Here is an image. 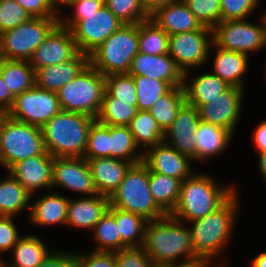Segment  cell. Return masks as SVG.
Segmentation results:
<instances>
[{"mask_svg": "<svg viewBox=\"0 0 266 267\" xmlns=\"http://www.w3.org/2000/svg\"><path fill=\"white\" fill-rule=\"evenodd\" d=\"M200 122L199 110L185 102L178 110L172 125L164 132V142L195 162L194 135Z\"/></svg>", "mask_w": 266, "mask_h": 267, "instance_id": "cell-18", "label": "cell"}, {"mask_svg": "<svg viewBox=\"0 0 266 267\" xmlns=\"http://www.w3.org/2000/svg\"><path fill=\"white\" fill-rule=\"evenodd\" d=\"M10 252L13 261L10 260L11 264L5 262L4 267H36L51 251L38 236L25 234Z\"/></svg>", "mask_w": 266, "mask_h": 267, "instance_id": "cell-29", "label": "cell"}, {"mask_svg": "<svg viewBox=\"0 0 266 267\" xmlns=\"http://www.w3.org/2000/svg\"><path fill=\"white\" fill-rule=\"evenodd\" d=\"M128 74L169 82L173 87L184 85V73L169 54L148 55L138 52Z\"/></svg>", "mask_w": 266, "mask_h": 267, "instance_id": "cell-20", "label": "cell"}, {"mask_svg": "<svg viewBox=\"0 0 266 267\" xmlns=\"http://www.w3.org/2000/svg\"><path fill=\"white\" fill-rule=\"evenodd\" d=\"M61 111L56 92L34 86L14 98L8 115L17 121L42 127Z\"/></svg>", "mask_w": 266, "mask_h": 267, "instance_id": "cell-12", "label": "cell"}, {"mask_svg": "<svg viewBox=\"0 0 266 267\" xmlns=\"http://www.w3.org/2000/svg\"><path fill=\"white\" fill-rule=\"evenodd\" d=\"M1 255L2 254L0 253V267H4L5 261L3 260V257Z\"/></svg>", "mask_w": 266, "mask_h": 267, "instance_id": "cell-61", "label": "cell"}, {"mask_svg": "<svg viewBox=\"0 0 266 267\" xmlns=\"http://www.w3.org/2000/svg\"><path fill=\"white\" fill-rule=\"evenodd\" d=\"M105 6L123 24H139L150 18L141 0H105Z\"/></svg>", "mask_w": 266, "mask_h": 267, "instance_id": "cell-41", "label": "cell"}, {"mask_svg": "<svg viewBox=\"0 0 266 267\" xmlns=\"http://www.w3.org/2000/svg\"><path fill=\"white\" fill-rule=\"evenodd\" d=\"M13 216H0V253L11 251L17 241L22 237L19 235L18 227Z\"/></svg>", "mask_w": 266, "mask_h": 267, "instance_id": "cell-50", "label": "cell"}, {"mask_svg": "<svg viewBox=\"0 0 266 267\" xmlns=\"http://www.w3.org/2000/svg\"><path fill=\"white\" fill-rule=\"evenodd\" d=\"M36 267H76V252L51 250Z\"/></svg>", "mask_w": 266, "mask_h": 267, "instance_id": "cell-52", "label": "cell"}, {"mask_svg": "<svg viewBox=\"0 0 266 267\" xmlns=\"http://www.w3.org/2000/svg\"><path fill=\"white\" fill-rule=\"evenodd\" d=\"M139 52L148 55L169 53V35L150 19L138 24Z\"/></svg>", "mask_w": 266, "mask_h": 267, "instance_id": "cell-38", "label": "cell"}, {"mask_svg": "<svg viewBox=\"0 0 266 267\" xmlns=\"http://www.w3.org/2000/svg\"><path fill=\"white\" fill-rule=\"evenodd\" d=\"M136 144L145 150L164 141V132L149 111L138 110L129 124Z\"/></svg>", "mask_w": 266, "mask_h": 267, "instance_id": "cell-37", "label": "cell"}, {"mask_svg": "<svg viewBox=\"0 0 266 267\" xmlns=\"http://www.w3.org/2000/svg\"><path fill=\"white\" fill-rule=\"evenodd\" d=\"M46 152L41 127L8 117L0 141V161L8 170L15 163Z\"/></svg>", "mask_w": 266, "mask_h": 267, "instance_id": "cell-8", "label": "cell"}, {"mask_svg": "<svg viewBox=\"0 0 266 267\" xmlns=\"http://www.w3.org/2000/svg\"><path fill=\"white\" fill-rule=\"evenodd\" d=\"M179 1L181 0H141L143 8L149 17L158 9Z\"/></svg>", "mask_w": 266, "mask_h": 267, "instance_id": "cell-56", "label": "cell"}, {"mask_svg": "<svg viewBox=\"0 0 266 267\" xmlns=\"http://www.w3.org/2000/svg\"><path fill=\"white\" fill-rule=\"evenodd\" d=\"M78 0H51L52 7L55 11V13L60 17L63 13L58 6H64V7H70L72 4H74ZM61 14V15H60Z\"/></svg>", "mask_w": 266, "mask_h": 267, "instance_id": "cell-57", "label": "cell"}, {"mask_svg": "<svg viewBox=\"0 0 266 267\" xmlns=\"http://www.w3.org/2000/svg\"><path fill=\"white\" fill-rule=\"evenodd\" d=\"M105 6V0H78L70 6L73 8L74 12L71 13L72 16L65 14L59 17V23L69 28L70 30L82 20V14H91L97 12L99 9Z\"/></svg>", "mask_w": 266, "mask_h": 267, "instance_id": "cell-48", "label": "cell"}, {"mask_svg": "<svg viewBox=\"0 0 266 267\" xmlns=\"http://www.w3.org/2000/svg\"><path fill=\"white\" fill-rule=\"evenodd\" d=\"M69 197L63 194L54 193L45 194L39 199L30 203V215L31 223L38 226H51V225H65L67 219V210L69 204Z\"/></svg>", "mask_w": 266, "mask_h": 267, "instance_id": "cell-25", "label": "cell"}, {"mask_svg": "<svg viewBox=\"0 0 266 267\" xmlns=\"http://www.w3.org/2000/svg\"><path fill=\"white\" fill-rule=\"evenodd\" d=\"M53 160L54 157L46 151L15 163L8 169V173L33 196L43 188L52 190Z\"/></svg>", "mask_w": 266, "mask_h": 267, "instance_id": "cell-19", "label": "cell"}, {"mask_svg": "<svg viewBox=\"0 0 266 267\" xmlns=\"http://www.w3.org/2000/svg\"><path fill=\"white\" fill-rule=\"evenodd\" d=\"M92 237L97 243L93 251L114 252L121 250V238L114 215L108 210L94 226ZM99 245V246H98Z\"/></svg>", "mask_w": 266, "mask_h": 267, "instance_id": "cell-39", "label": "cell"}, {"mask_svg": "<svg viewBox=\"0 0 266 267\" xmlns=\"http://www.w3.org/2000/svg\"><path fill=\"white\" fill-rule=\"evenodd\" d=\"M76 267H116L113 252H76Z\"/></svg>", "mask_w": 266, "mask_h": 267, "instance_id": "cell-49", "label": "cell"}, {"mask_svg": "<svg viewBox=\"0 0 266 267\" xmlns=\"http://www.w3.org/2000/svg\"><path fill=\"white\" fill-rule=\"evenodd\" d=\"M2 60H3V57H2V55L0 53V66H1Z\"/></svg>", "mask_w": 266, "mask_h": 267, "instance_id": "cell-62", "label": "cell"}, {"mask_svg": "<svg viewBox=\"0 0 266 267\" xmlns=\"http://www.w3.org/2000/svg\"><path fill=\"white\" fill-rule=\"evenodd\" d=\"M212 44L213 30L203 26L200 30L170 35L168 54L185 73L207 62Z\"/></svg>", "mask_w": 266, "mask_h": 267, "instance_id": "cell-11", "label": "cell"}, {"mask_svg": "<svg viewBox=\"0 0 266 267\" xmlns=\"http://www.w3.org/2000/svg\"><path fill=\"white\" fill-rule=\"evenodd\" d=\"M32 17L14 0H0V33L13 29Z\"/></svg>", "mask_w": 266, "mask_h": 267, "instance_id": "cell-45", "label": "cell"}, {"mask_svg": "<svg viewBox=\"0 0 266 267\" xmlns=\"http://www.w3.org/2000/svg\"><path fill=\"white\" fill-rule=\"evenodd\" d=\"M137 111V102L117 101L105 90L96 120L104 125L129 126Z\"/></svg>", "mask_w": 266, "mask_h": 267, "instance_id": "cell-35", "label": "cell"}, {"mask_svg": "<svg viewBox=\"0 0 266 267\" xmlns=\"http://www.w3.org/2000/svg\"><path fill=\"white\" fill-rule=\"evenodd\" d=\"M106 91L117 101L137 102L134 77L129 74L105 76Z\"/></svg>", "mask_w": 266, "mask_h": 267, "instance_id": "cell-44", "label": "cell"}, {"mask_svg": "<svg viewBox=\"0 0 266 267\" xmlns=\"http://www.w3.org/2000/svg\"><path fill=\"white\" fill-rule=\"evenodd\" d=\"M108 210L115 217L121 238V249L142 247L148 221L140 215L123 211L115 207L109 206Z\"/></svg>", "mask_w": 266, "mask_h": 267, "instance_id": "cell-32", "label": "cell"}, {"mask_svg": "<svg viewBox=\"0 0 266 267\" xmlns=\"http://www.w3.org/2000/svg\"><path fill=\"white\" fill-rule=\"evenodd\" d=\"M78 53L71 30L59 23L33 52L28 62L34 70H37L70 61Z\"/></svg>", "mask_w": 266, "mask_h": 267, "instance_id": "cell-16", "label": "cell"}, {"mask_svg": "<svg viewBox=\"0 0 266 267\" xmlns=\"http://www.w3.org/2000/svg\"><path fill=\"white\" fill-rule=\"evenodd\" d=\"M110 206L142 216L147 221L167 214L155 203L150 193L149 169L141 162L133 165L110 197Z\"/></svg>", "mask_w": 266, "mask_h": 267, "instance_id": "cell-6", "label": "cell"}, {"mask_svg": "<svg viewBox=\"0 0 266 267\" xmlns=\"http://www.w3.org/2000/svg\"><path fill=\"white\" fill-rule=\"evenodd\" d=\"M96 119L81 113L54 115L42 127L46 151L55 157H84L89 129Z\"/></svg>", "mask_w": 266, "mask_h": 267, "instance_id": "cell-4", "label": "cell"}, {"mask_svg": "<svg viewBox=\"0 0 266 267\" xmlns=\"http://www.w3.org/2000/svg\"><path fill=\"white\" fill-rule=\"evenodd\" d=\"M196 162L220 155L230 145L233 134L227 129L200 122L195 132Z\"/></svg>", "mask_w": 266, "mask_h": 267, "instance_id": "cell-28", "label": "cell"}, {"mask_svg": "<svg viewBox=\"0 0 266 267\" xmlns=\"http://www.w3.org/2000/svg\"><path fill=\"white\" fill-rule=\"evenodd\" d=\"M214 261L205 257H195L189 260H181L177 263L166 265L163 267H225L222 263L219 265H212ZM212 263V264H211Z\"/></svg>", "mask_w": 266, "mask_h": 267, "instance_id": "cell-53", "label": "cell"}, {"mask_svg": "<svg viewBox=\"0 0 266 267\" xmlns=\"http://www.w3.org/2000/svg\"><path fill=\"white\" fill-rule=\"evenodd\" d=\"M244 93L243 88L230 86L198 109L201 121L223 127L234 135L242 112Z\"/></svg>", "mask_w": 266, "mask_h": 267, "instance_id": "cell-15", "label": "cell"}, {"mask_svg": "<svg viewBox=\"0 0 266 267\" xmlns=\"http://www.w3.org/2000/svg\"><path fill=\"white\" fill-rule=\"evenodd\" d=\"M254 24L246 20L219 22L213 30V43L224 50L235 51L249 56L266 45V12Z\"/></svg>", "mask_w": 266, "mask_h": 267, "instance_id": "cell-10", "label": "cell"}, {"mask_svg": "<svg viewBox=\"0 0 266 267\" xmlns=\"http://www.w3.org/2000/svg\"><path fill=\"white\" fill-rule=\"evenodd\" d=\"M98 194L111 197L134 165L115 158L86 159Z\"/></svg>", "mask_w": 266, "mask_h": 267, "instance_id": "cell-22", "label": "cell"}, {"mask_svg": "<svg viewBox=\"0 0 266 267\" xmlns=\"http://www.w3.org/2000/svg\"><path fill=\"white\" fill-rule=\"evenodd\" d=\"M24 8L32 18H59L51 0H14Z\"/></svg>", "mask_w": 266, "mask_h": 267, "instance_id": "cell-51", "label": "cell"}, {"mask_svg": "<svg viewBox=\"0 0 266 267\" xmlns=\"http://www.w3.org/2000/svg\"><path fill=\"white\" fill-rule=\"evenodd\" d=\"M149 19L169 36L203 27L182 0L158 9Z\"/></svg>", "mask_w": 266, "mask_h": 267, "instance_id": "cell-24", "label": "cell"}, {"mask_svg": "<svg viewBox=\"0 0 266 267\" xmlns=\"http://www.w3.org/2000/svg\"><path fill=\"white\" fill-rule=\"evenodd\" d=\"M0 74L14 97L35 86V70L26 60L3 59Z\"/></svg>", "mask_w": 266, "mask_h": 267, "instance_id": "cell-31", "label": "cell"}, {"mask_svg": "<svg viewBox=\"0 0 266 267\" xmlns=\"http://www.w3.org/2000/svg\"><path fill=\"white\" fill-rule=\"evenodd\" d=\"M33 196L9 173L0 179V216L16 217L26 208L30 209Z\"/></svg>", "mask_w": 266, "mask_h": 267, "instance_id": "cell-30", "label": "cell"}, {"mask_svg": "<svg viewBox=\"0 0 266 267\" xmlns=\"http://www.w3.org/2000/svg\"><path fill=\"white\" fill-rule=\"evenodd\" d=\"M138 52V24H124L89 55V63L104 76L128 74Z\"/></svg>", "mask_w": 266, "mask_h": 267, "instance_id": "cell-7", "label": "cell"}, {"mask_svg": "<svg viewBox=\"0 0 266 267\" xmlns=\"http://www.w3.org/2000/svg\"><path fill=\"white\" fill-rule=\"evenodd\" d=\"M237 191L215 212L189 222L192 246L197 257L216 260L224 254L226 244L232 238V230L238 217L239 194ZM191 226V227H190ZM220 256V257H219Z\"/></svg>", "mask_w": 266, "mask_h": 267, "instance_id": "cell-3", "label": "cell"}, {"mask_svg": "<svg viewBox=\"0 0 266 267\" xmlns=\"http://www.w3.org/2000/svg\"><path fill=\"white\" fill-rule=\"evenodd\" d=\"M58 24L59 18H31L13 29L2 32L0 53L3 59L28 61Z\"/></svg>", "mask_w": 266, "mask_h": 267, "instance_id": "cell-9", "label": "cell"}, {"mask_svg": "<svg viewBox=\"0 0 266 267\" xmlns=\"http://www.w3.org/2000/svg\"><path fill=\"white\" fill-rule=\"evenodd\" d=\"M185 102L184 87L175 86L161 96L148 111L155 118L162 131L165 132L172 125L178 110Z\"/></svg>", "mask_w": 266, "mask_h": 267, "instance_id": "cell-36", "label": "cell"}, {"mask_svg": "<svg viewBox=\"0 0 266 267\" xmlns=\"http://www.w3.org/2000/svg\"><path fill=\"white\" fill-rule=\"evenodd\" d=\"M253 144L258 152L266 151V120L261 121L253 130Z\"/></svg>", "mask_w": 266, "mask_h": 267, "instance_id": "cell-54", "label": "cell"}, {"mask_svg": "<svg viewBox=\"0 0 266 267\" xmlns=\"http://www.w3.org/2000/svg\"><path fill=\"white\" fill-rule=\"evenodd\" d=\"M84 158H109V125H104L97 120L92 123Z\"/></svg>", "mask_w": 266, "mask_h": 267, "instance_id": "cell-42", "label": "cell"}, {"mask_svg": "<svg viewBox=\"0 0 266 267\" xmlns=\"http://www.w3.org/2000/svg\"><path fill=\"white\" fill-rule=\"evenodd\" d=\"M216 53L213 58V74L220 77L231 87L244 89V75L249 67V56L243 53L224 50L212 44Z\"/></svg>", "mask_w": 266, "mask_h": 267, "instance_id": "cell-27", "label": "cell"}, {"mask_svg": "<svg viewBox=\"0 0 266 267\" xmlns=\"http://www.w3.org/2000/svg\"><path fill=\"white\" fill-rule=\"evenodd\" d=\"M202 26L213 29L221 22V0H182Z\"/></svg>", "mask_w": 266, "mask_h": 267, "instance_id": "cell-43", "label": "cell"}, {"mask_svg": "<svg viewBox=\"0 0 266 267\" xmlns=\"http://www.w3.org/2000/svg\"><path fill=\"white\" fill-rule=\"evenodd\" d=\"M137 95V109L148 111L154 103L173 86L162 80H156L146 76H133Z\"/></svg>", "mask_w": 266, "mask_h": 267, "instance_id": "cell-40", "label": "cell"}, {"mask_svg": "<svg viewBox=\"0 0 266 267\" xmlns=\"http://www.w3.org/2000/svg\"><path fill=\"white\" fill-rule=\"evenodd\" d=\"M116 267H154L142 247H129L114 251Z\"/></svg>", "mask_w": 266, "mask_h": 267, "instance_id": "cell-47", "label": "cell"}, {"mask_svg": "<svg viewBox=\"0 0 266 267\" xmlns=\"http://www.w3.org/2000/svg\"><path fill=\"white\" fill-rule=\"evenodd\" d=\"M249 265L250 267H266V251L255 255Z\"/></svg>", "mask_w": 266, "mask_h": 267, "instance_id": "cell-58", "label": "cell"}, {"mask_svg": "<svg viewBox=\"0 0 266 267\" xmlns=\"http://www.w3.org/2000/svg\"><path fill=\"white\" fill-rule=\"evenodd\" d=\"M6 86L7 85L4 83L0 74V110L8 112L14 103L15 97L10 93L9 88Z\"/></svg>", "mask_w": 266, "mask_h": 267, "instance_id": "cell-55", "label": "cell"}, {"mask_svg": "<svg viewBox=\"0 0 266 267\" xmlns=\"http://www.w3.org/2000/svg\"><path fill=\"white\" fill-rule=\"evenodd\" d=\"M110 198L101 194L69 199L66 226L92 229L108 211Z\"/></svg>", "mask_w": 266, "mask_h": 267, "instance_id": "cell-21", "label": "cell"}, {"mask_svg": "<svg viewBox=\"0 0 266 267\" xmlns=\"http://www.w3.org/2000/svg\"><path fill=\"white\" fill-rule=\"evenodd\" d=\"M106 90V78L90 63L56 93L62 111L97 118Z\"/></svg>", "mask_w": 266, "mask_h": 267, "instance_id": "cell-5", "label": "cell"}, {"mask_svg": "<svg viewBox=\"0 0 266 267\" xmlns=\"http://www.w3.org/2000/svg\"><path fill=\"white\" fill-rule=\"evenodd\" d=\"M207 173H193L182 181L177 204L169 214L182 222L204 218L220 208L237 190L224 185Z\"/></svg>", "mask_w": 266, "mask_h": 267, "instance_id": "cell-2", "label": "cell"}, {"mask_svg": "<svg viewBox=\"0 0 266 267\" xmlns=\"http://www.w3.org/2000/svg\"><path fill=\"white\" fill-rule=\"evenodd\" d=\"M259 4L260 0H221V22L246 20Z\"/></svg>", "mask_w": 266, "mask_h": 267, "instance_id": "cell-46", "label": "cell"}, {"mask_svg": "<svg viewBox=\"0 0 266 267\" xmlns=\"http://www.w3.org/2000/svg\"><path fill=\"white\" fill-rule=\"evenodd\" d=\"M124 24L104 6L97 12L82 14L71 33L79 52L88 56L97 49L112 33Z\"/></svg>", "mask_w": 266, "mask_h": 267, "instance_id": "cell-13", "label": "cell"}, {"mask_svg": "<svg viewBox=\"0 0 266 267\" xmlns=\"http://www.w3.org/2000/svg\"><path fill=\"white\" fill-rule=\"evenodd\" d=\"M184 73V90L186 95V102L199 109L201 106L219 96L220 93L226 91L230 85L227 84L217 75L210 73H201L198 76L191 77L190 83L188 81L189 74ZM188 82V83H187Z\"/></svg>", "mask_w": 266, "mask_h": 267, "instance_id": "cell-26", "label": "cell"}, {"mask_svg": "<svg viewBox=\"0 0 266 267\" xmlns=\"http://www.w3.org/2000/svg\"><path fill=\"white\" fill-rule=\"evenodd\" d=\"M188 156L178 152L164 141L143 150L142 163L149 171L184 181L194 173Z\"/></svg>", "mask_w": 266, "mask_h": 267, "instance_id": "cell-17", "label": "cell"}, {"mask_svg": "<svg viewBox=\"0 0 266 267\" xmlns=\"http://www.w3.org/2000/svg\"><path fill=\"white\" fill-rule=\"evenodd\" d=\"M186 226L187 223L169 214L158 220L148 221L142 248L154 266L163 267L181 259L197 257L192 246L190 228Z\"/></svg>", "mask_w": 266, "mask_h": 267, "instance_id": "cell-1", "label": "cell"}, {"mask_svg": "<svg viewBox=\"0 0 266 267\" xmlns=\"http://www.w3.org/2000/svg\"><path fill=\"white\" fill-rule=\"evenodd\" d=\"M182 181L149 171L150 193L155 203L166 213L170 214L175 208Z\"/></svg>", "mask_w": 266, "mask_h": 267, "instance_id": "cell-34", "label": "cell"}, {"mask_svg": "<svg viewBox=\"0 0 266 267\" xmlns=\"http://www.w3.org/2000/svg\"><path fill=\"white\" fill-rule=\"evenodd\" d=\"M258 168L266 182V151L259 152Z\"/></svg>", "mask_w": 266, "mask_h": 267, "instance_id": "cell-59", "label": "cell"}, {"mask_svg": "<svg viewBox=\"0 0 266 267\" xmlns=\"http://www.w3.org/2000/svg\"><path fill=\"white\" fill-rule=\"evenodd\" d=\"M55 187L72 190V192L83 194V197L98 195L89 164L84 157L54 158L52 192Z\"/></svg>", "mask_w": 266, "mask_h": 267, "instance_id": "cell-14", "label": "cell"}, {"mask_svg": "<svg viewBox=\"0 0 266 267\" xmlns=\"http://www.w3.org/2000/svg\"><path fill=\"white\" fill-rule=\"evenodd\" d=\"M89 64V56L79 52L72 60L35 70V86L57 92Z\"/></svg>", "mask_w": 266, "mask_h": 267, "instance_id": "cell-23", "label": "cell"}, {"mask_svg": "<svg viewBox=\"0 0 266 267\" xmlns=\"http://www.w3.org/2000/svg\"><path fill=\"white\" fill-rule=\"evenodd\" d=\"M9 117L8 112L0 110V141H1V133L5 123V120Z\"/></svg>", "mask_w": 266, "mask_h": 267, "instance_id": "cell-60", "label": "cell"}, {"mask_svg": "<svg viewBox=\"0 0 266 267\" xmlns=\"http://www.w3.org/2000/svg\"><path fill=\"white\" fill-rule=\"evenodd\" d=\"M138 149L139 146L128 126L109 125V158L124 160L135 165L143 161V151L140 152Z\"/></svg>", "mask_w": 266, "mask_h": 267, "instance_id": "cell-33", "label": "cell"}]
</instances>
